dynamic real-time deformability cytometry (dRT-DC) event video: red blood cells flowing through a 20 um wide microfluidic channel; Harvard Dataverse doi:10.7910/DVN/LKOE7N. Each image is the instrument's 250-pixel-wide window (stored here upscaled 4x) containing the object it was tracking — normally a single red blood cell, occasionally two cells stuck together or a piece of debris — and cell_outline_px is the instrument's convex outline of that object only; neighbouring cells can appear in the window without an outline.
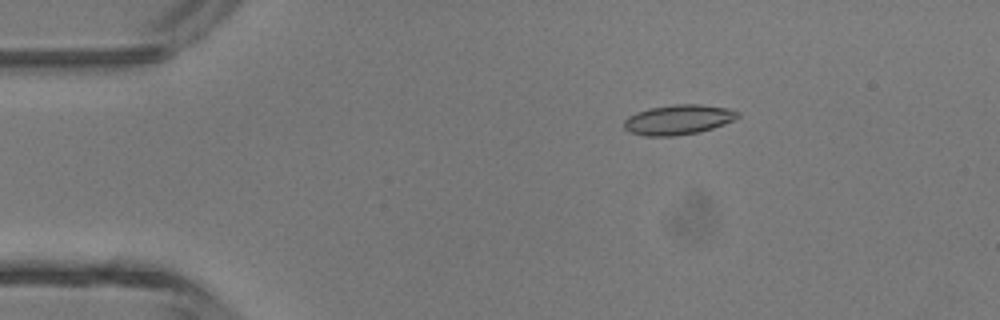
{"species": "common noctule bat (a hibernating species)", "species_latin": "Nyctalus noctula", "temperature_condition": "room temperature", "stored_images_in_passage": 5, "camera_frame_rate_fps": 3000, "um_per_image_px": 0.085, "animal": {"sex": "male", "body_mass_g": 13.3}, "frame": {"image": 1, "passage_image": 2, "time_ms": 0.333, "image_size_px": [1000, 320], "cell_outline_px": [[740, 116], [724, 124], [700, 132], [676, 136], [644, 136], [628, 132], [624, 128], [624, 120], [628, 116], [636, 112], [648, 108], [676, 104], [700, 104], [728, 108], [740, 112]], "centroid_in_image_um": [57.63, 10.17], "position_along_channel_um": 27.4, "area_um2": 20.0}}
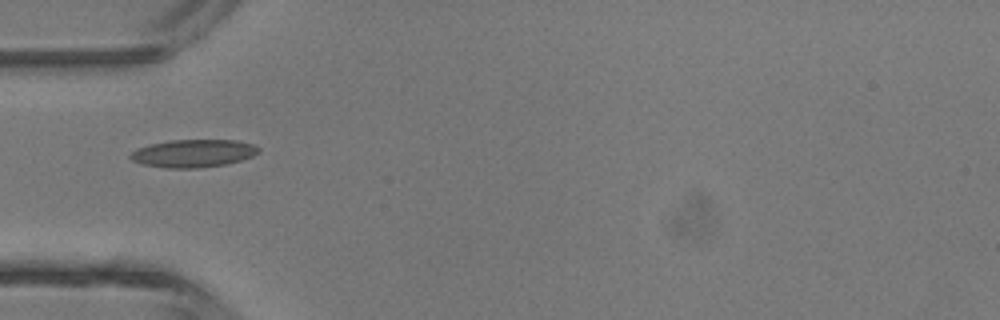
{"frame": {"image": 2, "passage_image": 4, "time_ms": 1.0, "image_size_px": [1000, 320], "cell_outline_px": [[260, 152], [252, 156], [228, 164], [196, 168], [164, 168], [144, 164], [132, 160], [128, 156], [136, 148], [148, 144], [168, 140], [236, 140], [252, 144], [260, 148]], "centroid_in_image_um": [16.41, 13.03], "position_along_channel_um": 68.6, "area_um2": 20.87}}
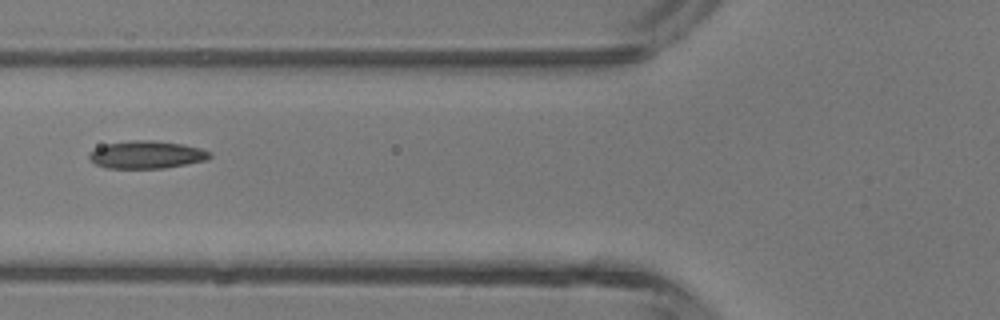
{"frame": {"image": 3, "passage_image": 5, "time_ms": 1.333, "image_size_px": [1000, 320], "cell_outline_px": [[212, 156], [208, 160], [164, 168], [108, 168], [96, 164], [88, 156], [88, 152], [104, 144], [132, 140], [152, 140], [184, 144], [200, 148], [212, 152]], "centroid_in_image_um": [12.49, 13.14], "position_along_channel_um": 113.3, "area_um2": 19.54}}